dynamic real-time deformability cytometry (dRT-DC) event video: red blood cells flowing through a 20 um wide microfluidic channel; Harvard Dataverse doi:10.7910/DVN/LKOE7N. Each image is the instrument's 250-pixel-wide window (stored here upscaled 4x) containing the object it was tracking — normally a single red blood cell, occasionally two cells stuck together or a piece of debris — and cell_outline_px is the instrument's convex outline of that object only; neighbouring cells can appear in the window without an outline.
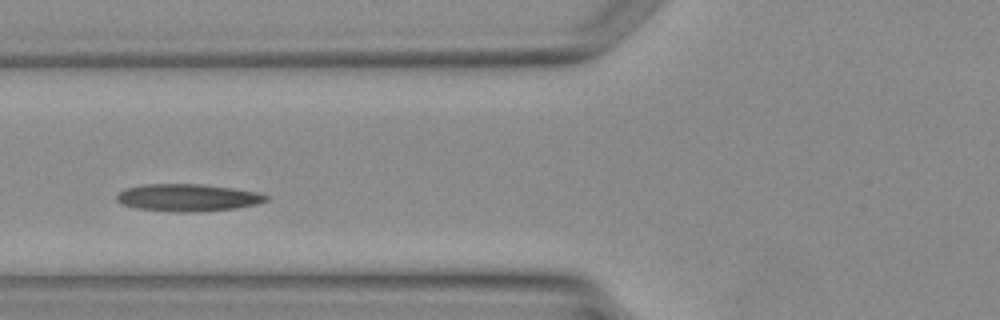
{"species": "Egyptian fruit bat (a non-hibernating species)", "species_latin": "Rousettus aegyptiacus", "temperature_condition": "warm", "stored_images_in_passage": 2, "camera_frame_rate_fps": 3000, "um_per_image_px": 0.085, "animal": {"sex": "female"}, "frame": {"image": 1, "passage_image": 2, "time_ms": 1.0, "image_size_px": [1000, 320], "cell_outline_px": [[268, 200], [256, 204], [236, 208], [196, 212], [172, 212], [136, 208], [120, 204], [116, 200], [116, 196], [120, 192], [128, 188], [144, 184], [200, 184], [232, 188], [260, 192], [268, 196]], "centroid_in_image_um": [15.96, 16.8], "position_along_channel_um": 109.8, "area_um2": 23.81}}